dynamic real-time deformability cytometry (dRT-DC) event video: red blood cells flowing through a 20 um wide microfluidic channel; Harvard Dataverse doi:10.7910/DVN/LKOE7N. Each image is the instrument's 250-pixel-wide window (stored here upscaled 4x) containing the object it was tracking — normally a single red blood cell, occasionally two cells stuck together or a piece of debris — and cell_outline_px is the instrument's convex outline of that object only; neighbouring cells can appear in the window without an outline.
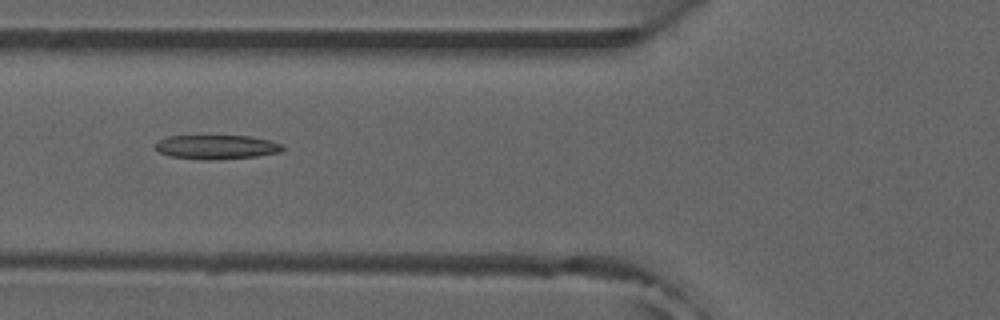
{"species": "common noctule bat (a hibernating species)", "species_latin": "Nyctalus noctula", "temperature_condition": "room temperature", "stored_images_in_passage": 4, "camera_frame_rate_fps": 3000, "um_per_image_px": 0.085, "animal": {"sex": "male", "forearm_length_mm": 52.5}, "frame": {"image": 1, "passage_image": 2, "time_ms": 0.333, "image_size_px": [1000, 320], "cell_outline_px": [[284, 148], [280, 152], [256, 156], [216, 160], [204, 160], [168, 156], [160, 152], [156, 148], [156, 144], [160, 140], [168, 136], [252, 136], [284, 144]], "centroid_in_image_um": [18.43, 12.5], "position_along_channel_um": 107.4, "area_um2": 17.92}}
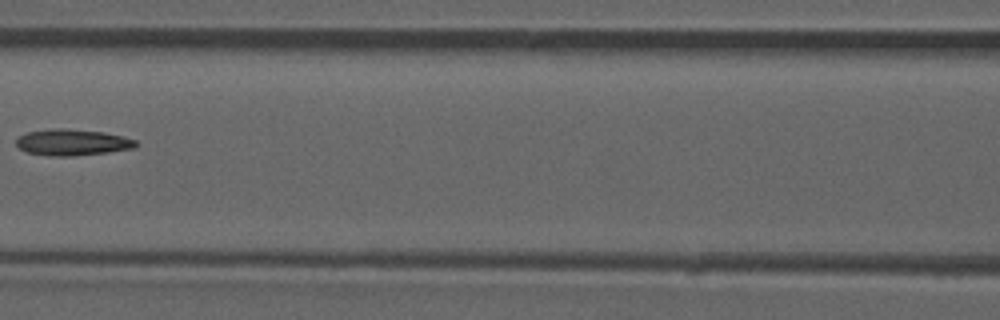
{"frame": {"image": 2, "passage_image": 3, "time_ms": 0.667, "image_size_px": [1000, 320], "cell_outline_px": [[140, 144], [136, 148], [108, 152], [72, 156], [48, 156], [28, 152], [20, 148], [16, 144], [16, 140], [20, 136], [28, 132], [48, 128], [64, 128], [104, 132], [124, 136], [136, 140]], "centroid_in_image_um": [6.2, 12.09], "position_along_channel_um": 160.4, "area_um2": 18.5}}